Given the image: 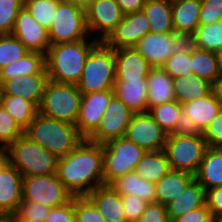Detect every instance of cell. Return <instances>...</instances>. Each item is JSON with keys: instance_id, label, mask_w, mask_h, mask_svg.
Segmentation results:
<instances>
[{"instance_id": "obj_45", "label": "cell", "mask_w": 222, "mask_h": 222, "mask_svg": "<svg viewBox=\"0 0 222 222\" xmlns=\"http://www.w3.org/2000/svg\"><path fill=\"white\" fill-rule=\"evenodd\" d=\"M222 20V0H201L199 25H208Z\"/></svg>"}, {"instance_id": "obj_54", "label": "cell", "mask_w": 222, "mask_h": 222, "mask_svg": "<svg viewBox=\"0 0 222 222\" xmlns=\"http://www.w3.org/2000/svg\"><path fill=\"white\" fill-rule=\"evenodd\" d=\"M147 0H116L124 15L142 10Z\"/></svg>"}, {"instance_id": "obj_58", "label": "cell", "mask_w": 222, "mask_h": 222, "mask_svg": "<svg viewBox=\"0 0 222 222\" xmlns=\"http://www.w3.org/2000/svg\"><path fill=\"white\" fill-rule=\"evenodd\" d=\"M217 54H218L220 69H221V72H222V49Z\"/></svg>"}, {"instance_id": "obj_59", "label": "cell", "mask_w": 222, "mask_h": 222, "mask_svg": "<svg viewBox=\"0 0 222 222\" xmlns=\"http://www.w3.org/2000/svg\"><path fill=\"white\" fill-rule=\"evenodd\" d=\"M212 222H222V215L214 216Z\"/></svg>"}, {"instance_id": "obj_35", "label": "cell", "mask_w": 222, "mask_h": 222, "mask_svg": "<svg viewBox=\"0 0 222 222\" xmlns=\"http://www.w3.org/2000/svg\"><path fill=\"white\" fill-rule=\"evenodd\" d=\"M192 72L212 85L220 76L221 69L216 52L196 48L192 52Z\"/></svg>"}, {"instance_id": "obj_1", "label": "cell", "mask_w": 222, "mask_h": 222, "mask_svg": "<svg viewBox=\"0 0 222 222\" xmlns=\"http://www.w3.org/2000/svg\"><path fill=\"white\" fill-rule=\"evenodd\" d=\"M104 145L87 139L58 158L57 176L73 196H87L103 182Z\"/></svg>"}, {"instance_id": "obj_26", "label": "cell", "mask_w": 222, "mask_h": 222, "mask_svg": "<svg viewBox=\"0 0 222 222\" xmlns=\"http://www.w3.org/2000/svg\"><path fill=\"white\" fill-rule=\"evenodd\" d=\"M194 178L205 190L222 186V149L208 147Z\"/></svg>"}, {"instance_id": "obj_9", "label": "cell", "mask_w": 222, "mask_h": 222, "mask_svg": "<svg viewBox=\"0 0 222 222\" xmlns=\"http://www.w3.org/2000/svg\"><path fill=\"white\" fill-rule=\"evenodd\" d=\"M89 35L85 11L68 0H61L48 30L50 44L85 40Z\"/></svg>"}, {"instance_id": "obj_53", "label": "cell", "mask_w": 222, "mask_h": 222, "mask_svg": "<svg viewBox=\"0 0 222 222\" xmlns=\"http://www.w3.org/2000/svg\"><path fill=\"white\" fill-rule=\"evenodd\" d=\"M213 215L205 206L189 211L185 215L177 217L172 222H212Z\"/></svg>"}, {"instance_id": "obj_25", "label": "cell", "mask_w": 222, "mask_h": 222, "mask_svg": "<svg viewBox=\"0 0 222 222\" xmlns=\"http://www.w3.org/2000/svg\"><path fill=\"white\" fill-rule=\"evenodd\" d=\"M146 79L148 111L158 104L176 100L173 78L162 67L152 68Z\"/></svg>"}, {"instance_id": "obj_11", "label": "cell", "mask_w": 222, "mask_h": 222, "mask_svg": "<svg viewBox=\"0 0 222 222\" xmlns=\"http://www.w3.org/2000/svg\"><path fill=\"white\" fill-rule=\"evenodd\" d=\"M133 114L134 112L114 95L97 129L87 140L104 145L110 140L125 137Z\"/></svg>"}, {"instance_id": "obj_7", "label": "cell", "mask_w": 222, "mask_h": 222, "mask_svg": "<svg viewBox=\"0 0 222 222\" xmlns=\"http://www.w3.org/2000/svg\"><path fill=\"white\" fill-rule=\"evenodd\" d=\"M146 151L126 137L104 144L103 182L110 185L118 177L132 172Z\"/></svg>"}, {"instance_id": "obj_46", "label": "cell", "mask_w": 222, "mask_h": 222, "mask_svg": "<svg viewBox=\"0 0 222 222\" xmlns=\"http://www.w3.org/2000/svg\"><path fill=\"white\" fill-rule=\"evenodd\" d=\"M127 222H137L143 214L147 202L135 195L122 196Z\"/></svg>"}, {"instance_id": "obj_29", "label": "cell", "mask_w": 222, "mask_h": 222, "mask_svg": "<svg viewBox=\"0 0 222 222\" xmlns=\"http://www.w3.org/2000/svg\"><path fill=\"white\" fill-rule=\"evenodd\" d=\"M110 185L121 196L135 195L147 203L156 202L155 184L142 179L134 171L118 177Z\"/></svg>"}, {"instance_id": "obj_8", "label": "cell", "mask_w": 222, "mask_h": 222, "mask_svg": "<svg viewBox=\"0 0 222 222\" xmlns=\"http://www.w3.org/2000/svg\"><path fill=\"white\" fill-rule=\"evenodd\" d=\"M207 148L203 135L167 134L164 151L172 170L195 175Z\"/></svg>"}, {"instance_id": "obj_31", "label": "cell", "mask_w": 222, "mask_h": 222, "mask_svg": "<svg viewBox=\"0 0 222 222\" xmlns=\"http://www.w3.org/2000/svg\"><path fill=\"white\" fill-rule=\"evenodd\" d=\"M170 165L164 150L147 151L133 169L142 179L156 184L169 171Z\"/></svg>"}, {"instance_id": "obj_21", "label": "cell", "mask_w": 222, "mask_h": 222, "mask_svg": "<svg viewBox=\"0 0 222 222\" xmlns=\"http://www.w3.org/2000/svg\"><path fill=\"white\" fill-rule=\"evenodd\" d=\"M87 197L97 207L106 222H127L122 196L111 185L99 186Z\"/></svg>"}, {"instance_id": "obj_47", "label": "cell", "mask_w": 222, "mask_h": 222, "mask_svg": "<svg viewBox=\"0 0 222 222\" xmlns=\"http://www.w3.org/2000/svg\"><path fill=\"white\" fill-rule=\"evenodd\" d=\"M176 52L192 53L196 48L195 33L189 31H175L170 33Z\"/></svg>"}, {"instance_id": "obj_33", "label": "cell", "mask_w": 222, "mask_h": 222, "mask_svg": "<svg viewBox=\"0 0 222 222\" xmlns=\"http://www.w3.org/2000/svg\"><path fill=\"white\" fill-rule=\"evenodd\" d=\"M212 87L211 83L194 74L173 79L176 101L180 104L208 95L212 91Z\"/></svg>"}, {"instance_id": "obj_34", "label": "cell", "mask_w": 222, "mask_h": 222, "mask_svg": "<svg viewBox=\"0 0 222 222\" xmlns=\"http://www.w3.org/2000/svg\"><path fill=\"white\" fill-rule=\"evenodd\" d=\"M0 105L7 110L24 131L38 113V107L20 96L2 95Z\"/></svg>"}, {"instance_id": "obj_15", "label": "cell", "mask_w": 222, "mask_h": 222, "mask_svg": "<svg viewBox=\"0 0 222 222\" xmlns=\"http://www.w3.org/2000/svg\"><path fill=\"white\" fill-rule=\"evenodd\" d=\"M86 25L89 34L97 32V38L103 41L123 20L124 14L116 0H96L85 10ZM100 32V33H99Z\"/></svg>"}, {"instance_id": "obj_41", "label": "cell", "mask_w": 222, "mask_h": 222, "mask_svg": "<svg viewBox=\"0 0 222 222\" xmlns=\"http://www.w3.org/2000/svg\"><path fill=\"white\" fill-rule=\"evenodd\" d=\"M24 0H0V35L11 34Z\"/></svg>"}, {"instance_id": "obj_13", "label": "cell", "mask_w": 222, "mask_h": 222, "mask_svg": "<svg viewBox=\"0 0 222 222\" xmlns=\"http://www.w3.org/2000/svg\"><path fill=\"white\" fill-rule=\"evenodd\" d=\"M113 96V89L82 94L75 126L84 139H87L97 129Z\"/></svg>"}, {"instance_id": "obj_4", "label": "cell", "mask_w": 222, "mask_h": 222, "mask_svg": "<svg viewBox=\"0 0 222 222\" xmlns=\"http://www.w3.org/2000/svg\"><path fill=\"white\" fill-rule=\"evenodd\" d=\"M2 156L22 175H51L57 172L58 157L24 134L11 143Z\"/></svg>"}, {"instance_id": "obj_16", "label": "cell", "mask_w": 222, "mask_h": 222, "mask_svg": "<svg viewBox=\"0 0 222 222\" xmlns=\"http://www.w3.org/2000/svg\"><path fill=\"white\" fill-rule=\"evenodd\" d=\"M14 35L30 52L47 53L50 47L48 30L42 27L23 6L17 14Z\"/></svg>"}, {"instance_id": "obj_22", "label": "cell", "mask_w": 222, "mask_h": 222, "mask_svg": "<svg viewBox=\"0 0 222 222\" xmlns=\"http://www.w3.org/2000/svg\"><path fill=\"white\" fill-rule=\"evenodd\" d=\"M113 90L134 113L148 112L147 80H115Z\"/></svg>"}, {"instance_id": "obj_44", "label": "cell", "mask_w": 222, "mask_h": 222, "mask_svg": "<svg viewBox=\"0 0 222 222\" xmlns=\"http://www.w3.org/2000/svg\"><path fill=\"white\" fill-rule=\"evenodd\" d=\"M162 68L174 79L189 76L192 72V53L175 52Z\"/></svg>"}, {"instance_id": "obj_19", "label": "cell", "mask_w": 222, "mask_h": 222, "mask_svg": "<svg viewBox=\"0 0 222 222\" xmlns=\"http://www.w3.org/2000/svg\"><path fill=\"white\" fill-rule=\"evenodd\" d=\"M134 48L153 68L162 67L176 52L170 33L149 32Z\"/></svg>"}, {"instance_id": "obj_39", "label": "cell", "mask_w": 222, "mask_h": 222, "mask_svg": "<svg viewBox=\"0 0 222 222\" xmlns=\"http://www.w3.org/2000/svg\"><path fill=\"white\" fill-rule=\"evenodd\" d=\"M30 52L14 35H0V70Z\"/></svg>"}, {"instance_id": "obj_48", "label": "cell", "mask_w": 222, "mask_h": 222, "mask_svg": "<svg viewBox=\"0 0 222 222\" xmlns=\"http://www.w3.org/2000/svg\"><path fill=\"white\" fill-rule=\"evenodd\" d=\"M208 147L222 146V109L202 133Z\"/></svg>"}, {"instance_id": "obj_56", "label": "cell", "mask_w": 222, "mask_h": 222, "mask_svg": "<svg viewBox=\"0 0 222 222\" xmlns=\"http://www.w3.org/2000/svg\"><path fill=\"white\" fill-rule=\"evenodd\" d=\"M75 4L77 7L87 10L96 0H68Z\"/></svg>"}, {"instance_id": "obj_24", "label": "cell", "mask_w": 222, "mask_h": 222, "mask_svg": "<svg viewBox=\"0 0 222 222\" xmlns=\"http://www.w3.org/2000/svg\"><path fill=\"white\" fill-rule=\"evenodd\" d=\"M206 205L205 189L194 178L184 189V191L169 203L167 208V215L170 222L177 217L185 215L189 211L195 210Z\"/></svg>"}, {"instance_id": "obj_3", "label": "cell", "mask_w": 222, "mask_h": 222, "mask_svg": "<svg viewBox=\"0 0 222 222\" xmlns=\"http://www.w3.org/2000/svg\"><path fill=\"white\" fill-rule=\"evenodd\" d=\"M24 135L58 158L70 153L84 139L75 125L44 116L39 112L24 130Z\"/></svg>"}, {"instance_id": "obj_14", "label": "cell", "mask_w": 222, "mask_h": 222, "mask_svg": "<svg viewBox=\"0 0 222 222\" xmlns=\"http://www.w3.org/2000/svg\"><path fill=\"white\" fill-rule=\"evenodd\" d=\"M149 32V21L144 11L140 10L124 15L123 20L102 42L113 49L134 47Z\"/></svg>"}, {"instance_id": "obj_17", "label": "cell", "mask_w": 222, "mask_h": 222, "mask_svg": "<svg viewBox=\"0 0 222 222\" xmlns=\"http://www.w3.org/2000/svg\"><path fill=\"white\" fill-rule=\"evenodd\" d=\"M22 175L3 156L0 158V216H13L22 201Z\"/></svg>"}, {"instance_id": "obj_51", "label": "cell", "mask_w": 222, "mask_h": 222, "mask_svg": "<svg viewBox=\"0 0 222 222\" xmlns=\"http://www.w3.org/2000/svg\"><path fill=\"white\" fill-rule=\"evenodd\" d=\"M205 200L213 217L222 215V186L205 190Z\"/></svg>"}, {"instance_id": "obj_32", "label": "cell", "mask_w": 222, "mask_h": 222, "mask_svg": "<svg viewBox=\"0 0 222 222\" xmlns=\"http://www.w3.org/2000/svg\"><path fill=\"white\" fill-rule=\"evenodd\" d=\"M150 24V32L171 33L173 29L171 0H147L142 8Z\"/></svg>"}, {"instance_id": "obj_23", "label": "cell", "mask_w": 222, "mask_h": 222, "mask_svg": "<svg viewBox=\"0 0 222 222\" xmlns=\"http://www.w3.org/2000/svg\"><path fill=\"white\" fill-rule=\"evenodd\" d=\"M182 108L203 133L210 122L216 118L222 109V103L212 90L204 97L195 98L190 102H185L182 104Z\"/></svg>"}, {"instance_id": "obj_10", "label": "cell", "mask_w": 222, "mask_h": 222, "mask_svg": "<svg viewBox=\"0 0 222 222\" xmlns=\"http://www.w3.org/2000/svg\"><path fill=\"white\" fill-rule=\"evenodd\" d=\"M72 198L56 173L22 178V200L52 208L65 205Z\"/></svg>"}, {"instance_id": "obj_43", "label": "cell", "mask_w": 222, "mask_h": 222, "mask_svg": "<svg viewBox=\"0 0 222 222\" xmlns=\"http://www.w3.org/2000/svg\"><path fill=\"white\" fill-rule=\"evenodd\" d=\"M75 222H106L87 196H74Z\"/></svg>"}, {"instance_id": "obj_2", "label": "cell", "mask_w": 222, "mask_h": 222, "mask_svg": "<svg viewBox=\"0 0 222 222\" xmlns=\"http://www.w3.org/2000/svg\"><path fill=\"white\" fill-rule=\"evenodd\" d=\"M88 39L50 45L45 55L49 80L66 84L79 82L89 53L100 42L97 36Z\"/></svg>"}, {"instance_id": "obj_37", "label": "cell", "mask_w": 222, "mask_h": 222, "mask_svg": "<svg viewBox=\"0 0 222 222\" xmlns=\"http://www.w3.org/2000/svg\"><path fill=\"white\" fill-rule=\"evenodd\" d=\"M194 33L198 49L216 53L222 49V20L208 25H199Z\"/></svg>"}, {"instance_id": "obj_6", "label": "cell", "mask_w": 222, "mask_h": 222, "mask_svg": "<svg viewBox=\"0 0 222 222\" xmlns=\"http://www.w3.org/2000/svg\"><path fill=\"white\" fill-rule=\"evenodd\" d=\"M82 94L76 84L48 80L38 107L44 116L75 125Z\"/></svg>"}, {"instance_id": "obj_57", "label": "cell", "mask_w": 222, "mask_h": 222, "mask_svg": "<svg viewBox=\"0 0 222 222\" xmlns=\"http://www.w3.org/2000/svg\"><path fill=\"white\" fill-rule=\"evenodd\" d=\"M4 222H20L14 216H4Z\"/></svg>"}, {"instance_id": "obj_36", "label": "cell", "mask_w": 222, "mask_h": 222, "mask_svg": "<svg viewBox=\"0 0 222 222\" xmlns=\"http://www.w3.org/2000/svg\"><path fill=\"white\" fill-rule=\"evenodd\" d=\"M182 109V104L174 100L158 104L148 112L167 134H171L175 130Z\"/></svg>"}, {"instance_id": "obj_18", "label": "cell", "mask_w": 222, "mask_h": 222, "mask_svg": "<svg viewBox=\"0 0 222 222\" xmlns=\"http://www.w3.org/2000/svg\"><path fill=\"white\" fill-rule=\"evenodd\" d=\"M152 68L134 47L115 49V80H147Z\"/></svg>"}, {"instance_id": "obj_12", "label": "cell", "mask_w": 222, "mask_h": 222, "mask_svg": "<svg viewBox=\"0 0 222 222\" xmlns=\"http://www.w3.org/2000/svg\"><path fill=\"white\" fill-rule=\"evenodd\" d=\"M125 137L146 152L160 151L165 148L167 133L149 112L134 113L127 127Z\"/></svg>"}, {"instance_id": "obj_28", "label": "cell", "mask_w": 222, "mask_h": 222, "mask_svg": "<svg viewBox=\"0 0 222 222\" xmlns=\"http://www.w3.org/2000/svg\"><path fill=\"white\" fill-rule=\"evenodd\" d=\"M33 74H47L45 54L28 52L24 57L5 66L0 70V83L2 85L10 79Z\"/></svg>"}, {"instance_id": "obj_49", "label": "cell", "mask_w": 222, "mask_h": 222, "mask_svg": "<svg viewBox=\"0 0 222 222\" xmlns=\"http://www.w3.org/2000/svg\"><path fill=\"white\" fill-rule=\"evenodd\" d=\"M137 222H170L167 208L158 202L147 203L143 214Z\"/></svg>"}, {"instance_id": "obj_5", "label": "cell", "mask_w": 222, "mask_h": 222, "mask_svg": "<svg viewBox=\"0 0 222 222\" xmlns=\"http://www.w3.org/2000/svg\"><path fill=\"white\" fill-rule=\"evenodd\" d=\"M114 82L115 49L100 41L89 53L76 85L81 94H88L113 89Z\"/></svg>"}, {"instance_id": "obj_55", "label": "cell", "mask_w": 222, "mask_h": 222, "mask_svg": "<svg viewBox=\"0 0 222 222\" xmlns=\"http://www.w3.org/2000/svg\"><path fill=\"white\" fill-rule=\"evenodd\" d=\"M212 90L214 91L215 95L222 103V73L213 84Z\"/></svg>"}, {"instance_id": "obj_40", "label": "cell", "mask_w": 222, "mask_h": 222, "mask_svg": "<svg viewBox=\"0 0 222 222\" xmlns=\"http://www.w3.org/2000/svg\"><path fill=\"white\" fill-rule=\"evenodd\" d=\"M24 134L13 117L0 105V150L3 152L11 143Z\"/></svg>"}, {"instance_id": "obj_52", "label": "cell", "mask_w": 222, "mask_h": 222, "mask_svg": "<svg viewBox=\"0 0 222 222\" xmlns=\"http://www.w3.org/2000/svg\"><path fill=\"white\" fill-rule=\"evenodd\" d=\"M171 134L176 135H202L194 121L182 109L179 120L176 123L175 130Z\"/></svg>"}, {"instance_id": "obj_60", "label": "cell", "mask_w": 222, "mask_h": 222, "mask_svg": "<svg viewBox=\"0 0 222 222\" xmlns=\"http://www.w3.org/2000/svg\"><path fill=\"white\" fill-rule=\"evenodd\" d=\"M1 96H2V87H1V83H0V101H1Z\"/></svg>"}, {"instance_id": "obj_27", "label": "cell", "mask_w": 222, "mask_h": 222, "mask_svg": "<svg viewBox=\"0 0 222 222\" xmlns=\"http://www.w3.org/2000/svg\"><path fill=\"white\" fill-rule=\"evenodd\" d=\"M194 179V175L185 171L172 170L155 184L156 202L165 207L175 200Z\"/></svg>"}, {"instance_id": "obj_30", "label": "cell", "mask_w": 222, "mask_h": 222, "mask_svg": "<svg viewBox=\"0 0 222 222\" xmlns=\"http://www.w3.org/2000/svg\"><path fill=\"white\" fill-rule=\"evenodd\" d=\"M173 29L194 33L199 26L201 0H171Z\"/></svg>"}, {"instance_id": "obj_38", "label": "cell", "mask_w": 222, "mask_h": 222, "mask_svg": "<svg viewBox=\"0 0 222 222\" xmlns=\"http://www.w3.org/2000/svg\"><path fill=\"white\" fill-rule=\"evenodd\" d=\"M60 1L61 0H24V6L42 27L49 30Z\"/></svg>"}, {"instance_id": "obj_50", "label": "cell", "mask_w": 222, "mask_h": 222, "mask_svg": "<svg viewBox=\"0 0 222 222\" xmlns=\"http://www.w3.org/2000/svg\"><path fill=\"white\" fill-rule=\"evenodd\" d=\"M46 222H75L74 196L65 205L52 207Z\"/></svg>"}, {"instance_id": "obj_42", "label": "cell", "mask_w": 222, "mask_h": 222, "mask_svg": "<svg viewBox=\"0 0 222 222\" xmlns=\"http://www.w3.org/2000/svg\"><path fill=\"white\" fill-rule=\"evenodd\" d=\"M50 207L22 200L17 212L13 215L20 222H46Z\"/></svg>"}, {"instance_id": "obj_20", "label": "cell", "mask_w": 222, "mask_h": 222, "mask_svg": "<svg viewBox=\"0 0 222 222\" xmlns=\"http://www.w3.org/2000/svg\"><path fill=\"white\" fill-rule=\"evenodd\" d=\"M48 80L47 74L19 76L1 85L2 95L20 96L39 107Z\"/></svg>"}, {"instance_id": "obj_61", "label": "cell", "mask_w": 222, "mask_h": 222, "mask_svg": "<svg viewBox=\"0 0 222 222\" xmlns=\"http://www.w3.org/2000/svg\"><path fill=\"white\" fill-rule=\"evenodd\" d=\"M0 222H4V216H0Z\"/></svg>"}]
</instances>
